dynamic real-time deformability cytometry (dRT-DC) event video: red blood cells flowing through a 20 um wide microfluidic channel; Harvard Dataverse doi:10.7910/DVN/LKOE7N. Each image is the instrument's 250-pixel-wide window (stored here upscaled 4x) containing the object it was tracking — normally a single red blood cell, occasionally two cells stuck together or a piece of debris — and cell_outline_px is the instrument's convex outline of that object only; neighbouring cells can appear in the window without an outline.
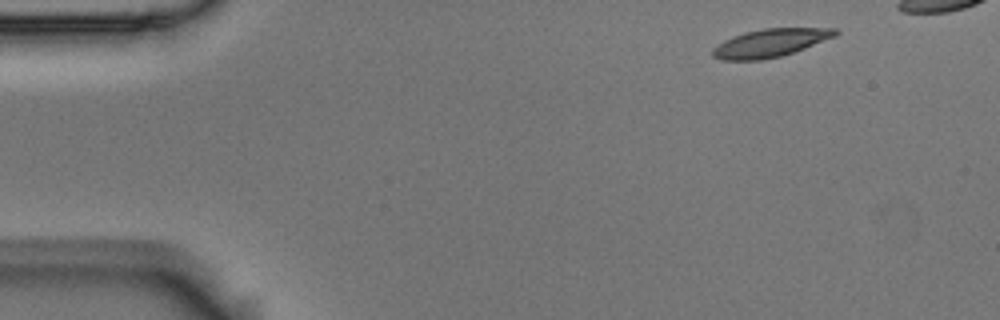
{"species": "Egyptian fruit bat (a non-hibernating species)", "species_latin": "Rousettus aegyptiacus", "temperature_condition": "room temperature", "stored_images_in_passage": 4, "camera_frame_rate_fps": 3000, "um_per_image_px": 0.085, "animal": {"sex": "male"}, "frame": {"image": 1, "passage_image": 1, "time_ms": 0.0, "image_size_px": [1000, 320], "cell_outline_px": [[840, 32], [836, 36], [804, 48], [780, 56], [760, 60], [720, 60], [712, 56], [712, 48], [724, 40], [732, 36], [744, 32], [764, 28], [836, 28]], "centroid_in_image_um": [65.45, 3.64], "position_along_channel_um": 19.6, "area_um2": 20.06}}